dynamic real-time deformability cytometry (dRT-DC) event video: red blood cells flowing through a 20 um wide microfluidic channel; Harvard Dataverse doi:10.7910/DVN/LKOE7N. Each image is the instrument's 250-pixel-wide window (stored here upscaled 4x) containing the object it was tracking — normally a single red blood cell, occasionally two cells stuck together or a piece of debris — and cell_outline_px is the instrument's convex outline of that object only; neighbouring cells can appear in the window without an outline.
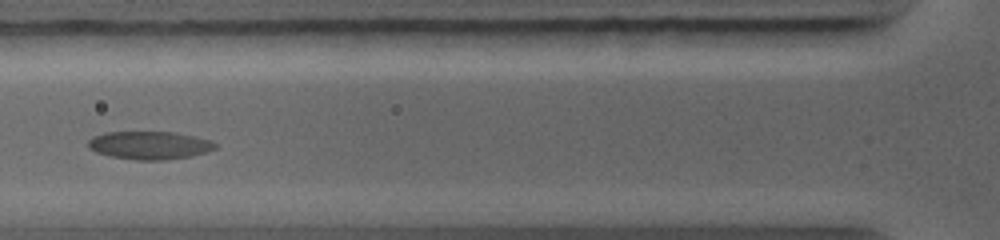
{"species": "common noctule bat (a hibernating species)", "species_latin": "Nyctalus noctula", "temperature_condition": "warm", "stored_images_in_passage": 12, "camera_frame_rate_fps": 5000, "um_per_image_px": 0.085, "animal": {"sex": "female", "body_mass_g": 19.0, "forearm_length_mm": 56.7}, "frame": {"image": 1, "passage_image": 4, "time_ms": 2.8, "image_size_px": [1000, 240], "cell_outline_px": [[216, 148], [204, 152], [188, 156], [164, 160], [136, 160], [108, 156], [96, 152], [88, 148], [88, 140], [92, 136], [104, 132], [176, 132], [196, 136], [212, 140], [216, 144]], "centroid_in_image_um": [12.67, 12.34], "position_along_channel_um": 113.1, "area_um2": 20.87}}
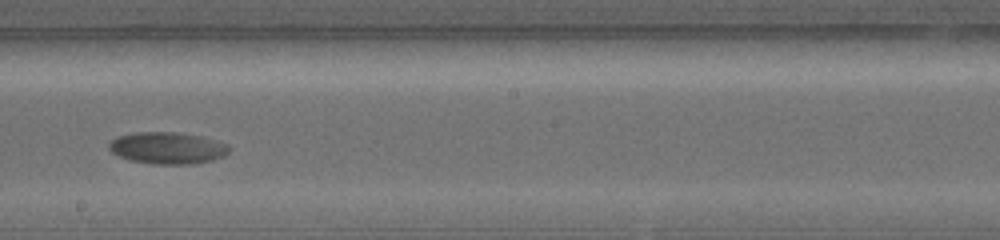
{"frame": {"image": 2, "passage_image": 7, "time_ms": 5.6, "image_size_px": [1000, 240], "cell_outline_px": [[232, 148], [224, 156], [212, 160], [192, 164], [152, 164], [128, 160], [112, 152], [108, 148], [108, 144], [116, 136], [136, 132], [172, 132], [200, 136], [228, 144]], "centroid_in_image_um": [14.22, 12.58], "position_along_channel_um": 234.0, "area_um2": 22.31}}
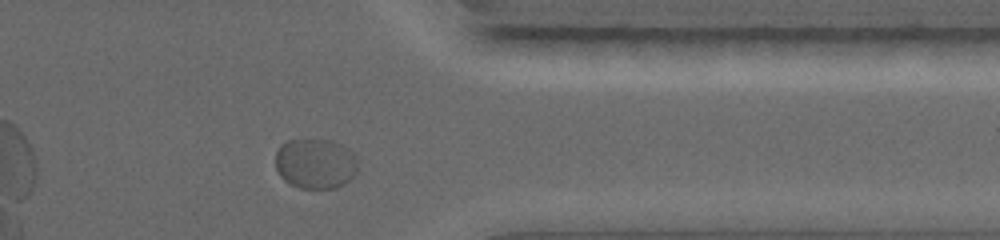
{"frame": {"image": 3, "passage_image": 11, "time_ms": 9.2, "image_size_px": [1000, 240], "cell_outline_px": [[356, 172], [344, 184], [336, 188], [300, 188], [284, 180], [280, 176], [276, 168], [276, 152], [280, 144], [288, 140], [332, 140], [348, 148], [356, 156]], "centroid_in_image_um": [26.79, 13.9], "position_along_channel_um": 384.6, "area_um2": 24.04}}